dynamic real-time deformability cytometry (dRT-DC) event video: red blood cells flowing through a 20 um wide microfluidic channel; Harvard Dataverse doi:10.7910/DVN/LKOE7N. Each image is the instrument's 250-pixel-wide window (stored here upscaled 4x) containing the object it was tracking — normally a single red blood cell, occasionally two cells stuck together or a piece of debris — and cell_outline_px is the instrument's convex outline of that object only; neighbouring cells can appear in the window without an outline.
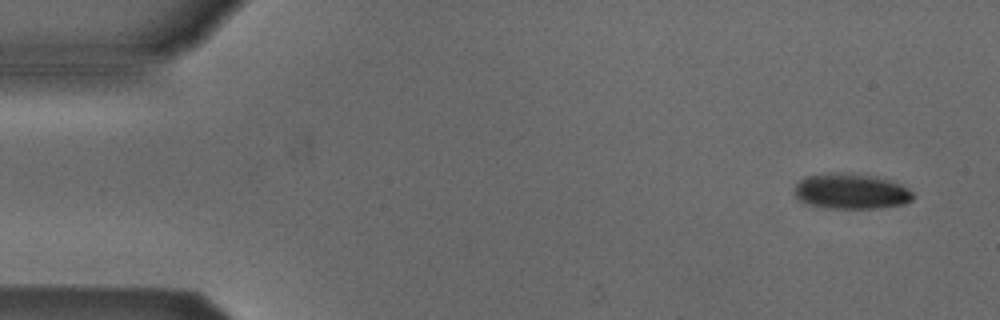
{"species": "Egyptian fruit bat (a non-hibernating species)", "species_latin": "Rousettus aegyptiacus", "temperature_condition": "cold", "stored_images_in_passage": 4, "camera_frame_rate_fps": 3000, "um_per_image_px": 0.085, "animal": {"sex": "male"}, "frame": {"image": 1, "passage_image": 1, "time_ms": 0.0, "image_size_px": [1000, 320], "cell_outline_px": [[912, 200], [904, 204], [880, 208], [824, 208], [800, 200], [796, 196], [796, 184], [804, 176], [840, 172], [876, 176], [900, 184], [908, 188], [912, 192]], "centroid_in_image_um": [72.36, 16.26], "position_along_channel_um": 12.6, "area_um2": 24.28}}
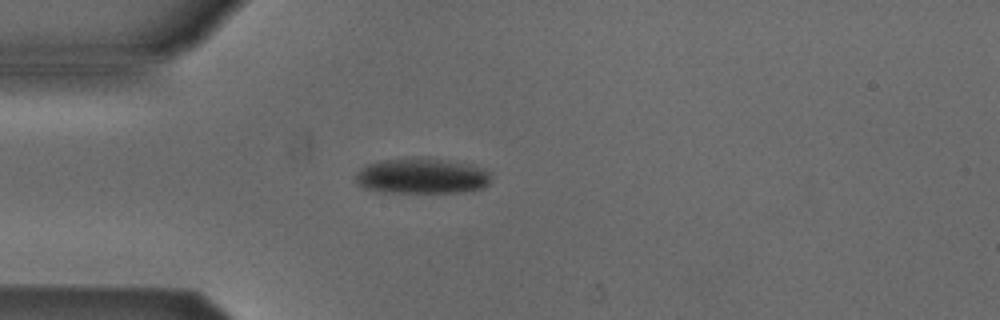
{"frame": {"image": 2, "passage_image": 4, "time_ms": 3.667, "image_size_px": [1000, 320], "cell_outline_px": [[492, 180], [484, 188], [464, 192], [384, 192], [364, 188], [356, 184], [356, 172], [360, 168], [368, 164], [380, 160], [404, 156], [428, 156], [472, 164], [488, 168], [492, 172]], "centroid_in_image_um": [35.92, 14.92], "position_along_channel_um": 49.1, "area_um2": 29.3}}